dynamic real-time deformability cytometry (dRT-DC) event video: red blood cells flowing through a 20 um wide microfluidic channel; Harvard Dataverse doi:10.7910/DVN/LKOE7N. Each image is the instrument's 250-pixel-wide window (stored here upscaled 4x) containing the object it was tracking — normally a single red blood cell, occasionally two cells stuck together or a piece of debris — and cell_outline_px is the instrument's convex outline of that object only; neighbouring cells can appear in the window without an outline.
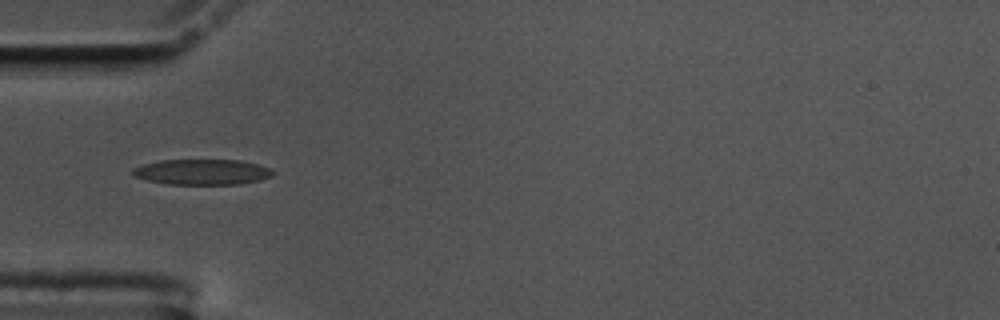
{"species": "common noctule bat (a hibernating species)", "species_latin": "Nyctalus noctula", "temperature_condition": "cold", "stored_images_in_passage": 39, "camera_frame_rate_fps": 3000, "um_per_image_px": 0.085, "animal": {"sex": "male", "body_mass_g": 17.5, "forearm_length_mm": 52.3}, "frame": {"image": 1, "passage_image": 1, "time_ms": 0.0, "image_size_px": [1000, 320], "cell_outline_px": [[276, 172], [272, 176], [260, 180], [240, 184], [168, 184], [148, 180], [136, 176], [132, 172], [132, 168], [144, 164], [160, 160], [240, 160], [256, 164], [268, 168]], "centroid_in_image_um": [17.2, 14.61], "position_along_channel_um": 67.8, "area_um2": 20.69}}
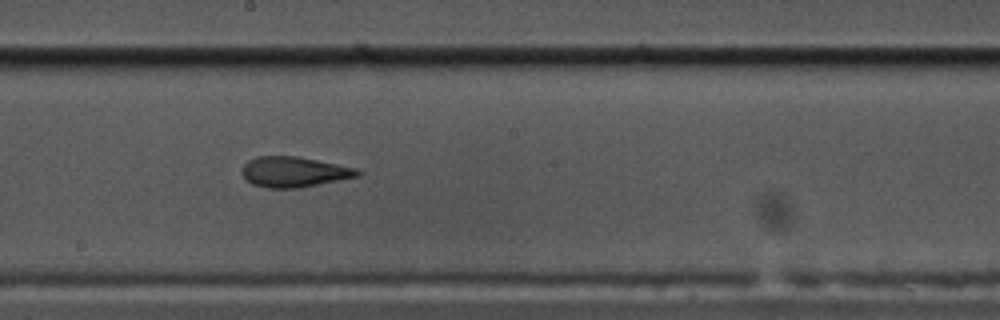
{"frame": {"image": 2, "passage_image": 14, "time_ms": 4.333, "image_size_px": [1000, 320], "cell_outline_px": [[360, 176], [300, 188], [268, 188], [252, 184], [240, 172], [244, 164], [248, 160], [256, 156], [296, 156], [356, 168], [360, 172]], "centroid_in_image_um": [24.97, 14.61], "position_along_channel_um": 223.2, "area_um2": 20.4}}
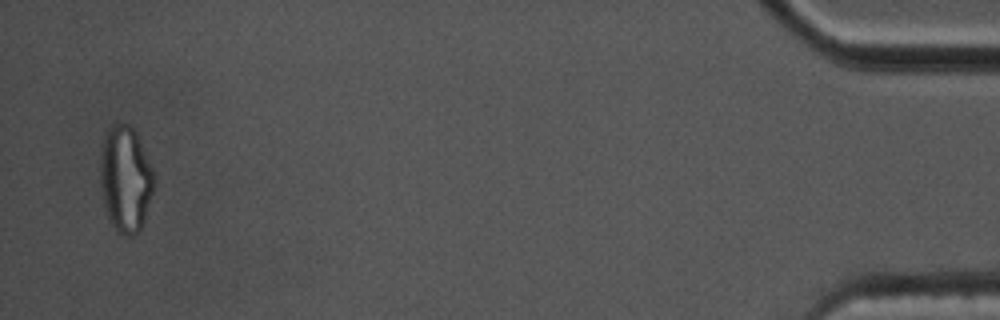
{"frame": {"image": 3, "passage_image": 38, "time_ms": 12.333, "image_size_px": [1000, 320], "cell_outline_px": [[156, 184], [140, 232], [132, 236], [128, 236], [120, 232], [112, 224], [108, 216], [104, 204], [100, 184], [100, 156], [104, 136], [108, 128], [116, 120], [120, 120], [128, 124], [136, 132], [156, 176]], "centroid_in_image_um": [10.68, 15.17], "position_along_channel_um": 424.5, "area_um2": 33.76}, "authors_computed_cell_mechanics": {"area_um2": 20.7502, "velocity_mm_per_s": 3.5931, "shape_relaxation_time_tau1_ms": 6.9553, "shape_relaxation_time_tau2_ms": 1.7022, "deformation_change_tau1": 0.2155, "deformation_change_tau2": 0.0984}}